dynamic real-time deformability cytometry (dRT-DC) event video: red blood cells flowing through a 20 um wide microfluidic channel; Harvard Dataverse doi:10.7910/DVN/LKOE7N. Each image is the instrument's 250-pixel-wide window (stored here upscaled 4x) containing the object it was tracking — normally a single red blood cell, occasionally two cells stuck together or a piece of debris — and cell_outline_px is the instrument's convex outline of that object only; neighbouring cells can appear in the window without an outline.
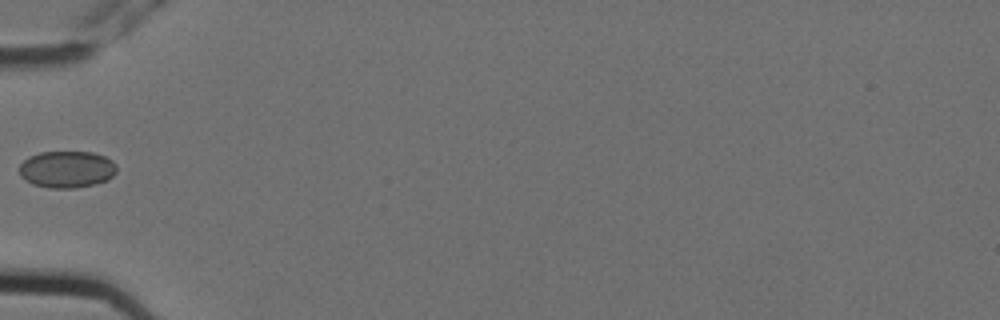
{"species": "Egyptian fruit bat (a non-hibernating species)", "species_latin": "Rousettus aegyptiacus", "temperature_condition": "cold", "stored_images_in_passage": 2, "camera_frame_rate_fps": 3000, "um_per_image_px": 0.085, "animal": {"sex": "female"}, "frame": {"image": 1, "passage_image": 1, "time_ms": 0.0, "image_size_px": [1000, 320], "cell_outline_px": [[116, 172], [108, 180], [96, 184], [76, 188], [48, 188], [32, 184], [20, 176], [20, 164], [28, 156], [40, 152], [92, 152], [104, 156], [112, 160], [116, 164]], "centroid_in_image_um": [5.68, 14.4], "position_along_channel_um": 79.3, "area_um2": 21.1}}
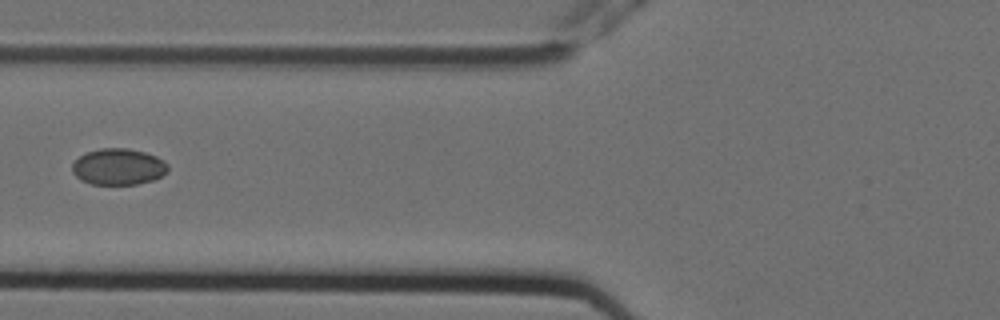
{"frame": {"image": 2, "passage_image": 2, "time_ms": 0.333, "image_size_px": [1000, 320], "cell_outline_px": [[168, 172], [152, 180], [136, 184], [92, 184], [80, 180], [72, 172], [72, 164], [80, 156], [88, 152], [100, 148], [124, 148], [144, 152], [156, 156], [168, 164]], "centroid_in_image_um": [10.05, 14.17], "position_along_channel_um": 115.7, "area_um2": 20.11}}